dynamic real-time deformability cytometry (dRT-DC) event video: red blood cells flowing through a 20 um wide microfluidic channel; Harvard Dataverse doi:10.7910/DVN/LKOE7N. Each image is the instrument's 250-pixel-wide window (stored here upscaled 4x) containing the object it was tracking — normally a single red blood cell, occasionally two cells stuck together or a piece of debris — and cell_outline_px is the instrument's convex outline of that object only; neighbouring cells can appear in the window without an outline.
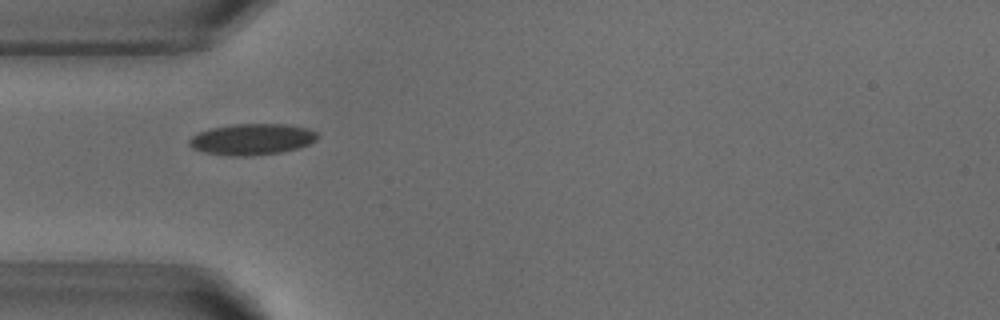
{"species": "common noctule bat (a hibernating species)", "species_latin": "Nyctalus noctula", "temperature_condition": "warm", "stored_images_in_passage": 38, "camera_frame_rate_fps": 3000, "um_per_image_px": 0.085, "animal": {"sex": "male", "body_mass_g": 18.8}, "frame": {"image": 1, "passage_image": 1, "time_ms": 0.0, "image_size_px": [1000, 320], "cell_outline_px": [[320, 136], [316, 140], [308, 144], [296, 148], [280, 152], [248, 156], [232, 156], [204, 152], [192, 148], [188, 144], [188, 140], [192, 136], [200, 132], [212, 128], [232, 124], [288, 124], [308, 128], [316, 132]], "centroid_in_image_um": [21.42, 11.83], "position_along_channel_um": 63.6, "area_um2": 23.24}}
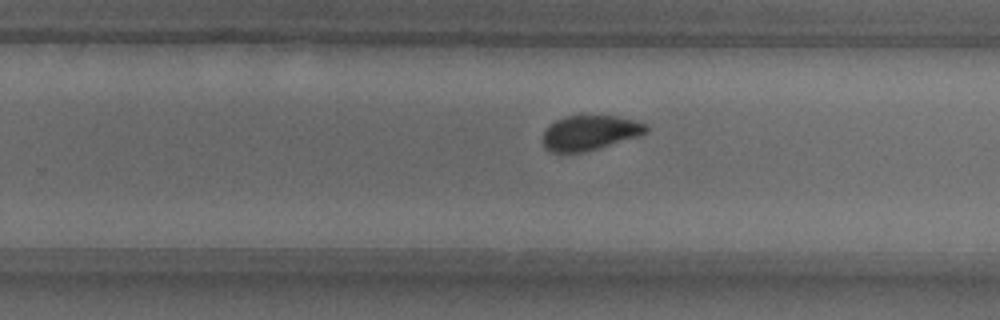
{"frame": {"image": 2, "passage_image": 18, "time_ms": 5.667, "image_size_px": [1000, 320], "cell_outline_px": [[648, 132], [640, 136], [584, 152], [552, 152], [544, 148], [540, 140], [544, 128], [556, 120], [564, 116], [616, 116], [636, 120], [648, 124]], "centroid_in_image_um": [50.11, 11.28], "position_along_channel_um": 279.7, "area_um2": 21.33}}
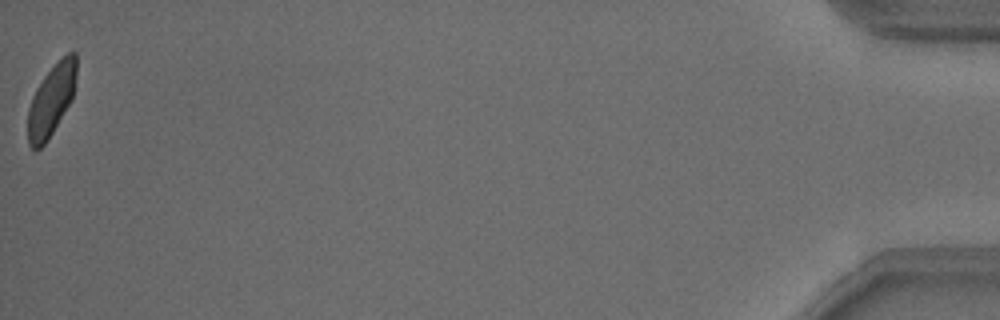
{"frame": {"image": 3, "passage_image": 38, "time_ms": 12.333, "image_size_px": [1000, 320], "cell_outline_px": [[76, 76], [72, 100], [48, 140], [36, 152], [28, 144], [28, 108], [32, 96], [36, 88], [44, 76], [68, 52], [76, 52]], "centroid_in_image_um": [4.35, 8.56], "position_along_channel_um": 430.8, "area_um2": 20.11}, "authors_computed_cell_mechanics": {"area_um2": 21.4438, "velocity_mm_per_s": 3.803, "shape_relaxation_time_tau1_ms": 2.6439, "shape_relaxation_time_tau2_ms": 0.7036, "deformation_change_tau1": 0.1214, "deformation_change_tau2": 0.0469}}